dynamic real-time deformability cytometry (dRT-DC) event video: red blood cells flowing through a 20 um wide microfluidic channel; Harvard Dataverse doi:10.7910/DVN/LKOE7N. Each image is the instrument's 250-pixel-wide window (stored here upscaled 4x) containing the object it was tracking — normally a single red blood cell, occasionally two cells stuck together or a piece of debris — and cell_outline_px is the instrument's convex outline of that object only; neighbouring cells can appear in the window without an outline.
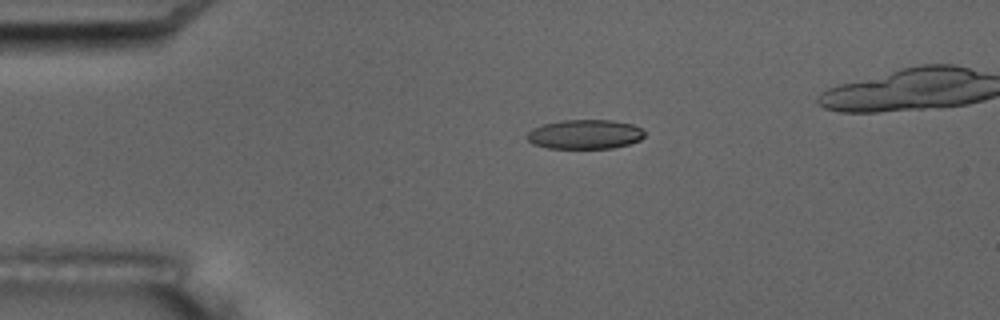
{"species": "common noctule bat (a hibernating species)", "species_latin": "Nyctalus noctula", "temperature_condition": "room temperature", "stored_images_in_passage": 6, "camera_frame_rate_fps": 3000, "um_per_image_px": 0.085, "animal": {"sex": "male", "body_mass_g": 17.5, "forearm_length_mm": 52.3}, "frame": {"image": 1, "passage_image": 4, "time_ms": 3.333, "image_size_px": [1000, 320], "cell_outline_px": [[644, 136], [640, 140], [628, 144], [612, 148], [548, 148], [532, 144], [524, 136], [532, 128], [544, 124], [560, 120], [612, 120], [632, 124], [640, 128], [644, 132]], "centroid_in_image_um": [49.68, 11.41], "position_along_channel_um": 35.3, "area_um2": 20.17}}